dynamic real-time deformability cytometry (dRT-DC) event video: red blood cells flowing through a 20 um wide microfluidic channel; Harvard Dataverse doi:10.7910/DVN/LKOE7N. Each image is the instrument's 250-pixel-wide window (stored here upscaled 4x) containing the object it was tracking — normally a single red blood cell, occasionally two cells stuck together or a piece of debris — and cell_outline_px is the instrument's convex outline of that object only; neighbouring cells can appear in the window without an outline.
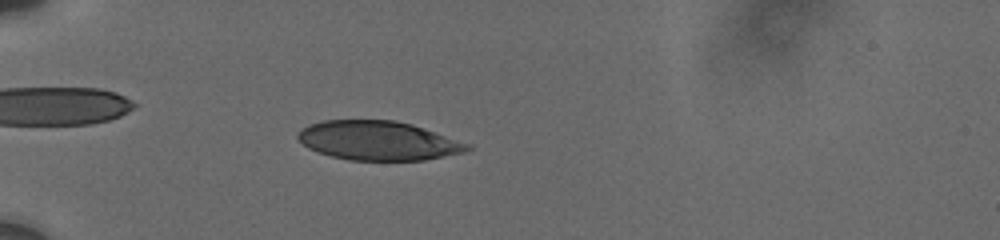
{"species": "human", "species_latin": "Homo sapiens", "temperature_condition": "cold", "stored_images_in_passage": 42, "camera_frame_rate_fps": 3000, "um_per_image_px": 0.085, "donor": {"sex": "male"}, "frame": {"image": 1, "passage_image": 8, "time_ms": 5.667, "image_size_px": [1000, 240], "cell_outline_px": [[472, 148], [464, 152], [424, 160], [348, 160], [332, 156], [308, 148], [296, 136], [300, 128], [308, 124], [324, 120], [396, 120], [412, 124], [472, 144]], "centroid_in_image_um": [32.16, 11.94], "position_along_channel_um": 52.8, "area_um2": 38.73}}
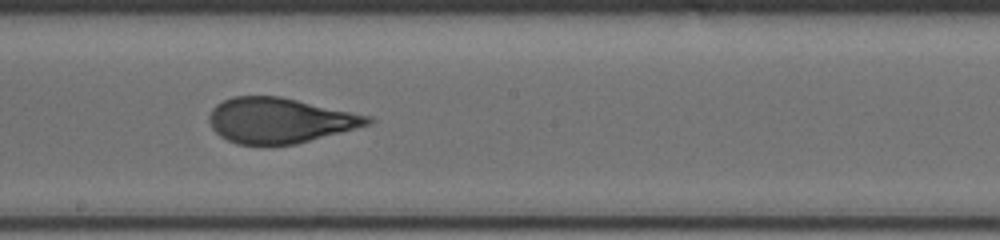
{"frame": {"image": 2, "passage_image": 22, "time_ms": 11.0, "image_size_px": [1000, 240], "cell_outline_px": [[376, 120], [368, 124], [340, 132], [296, 144], [264, 148], [236, 144], [220, 136], [212, 128], [208, 120], [208, 116], [212, 108], [216, 104], [232, 96], [280, 96], [372, 116]], "centroid_in_image_um": [23.72, 10.26], "position_along_channel_um": 224.5, "area_um2": 42.48}}
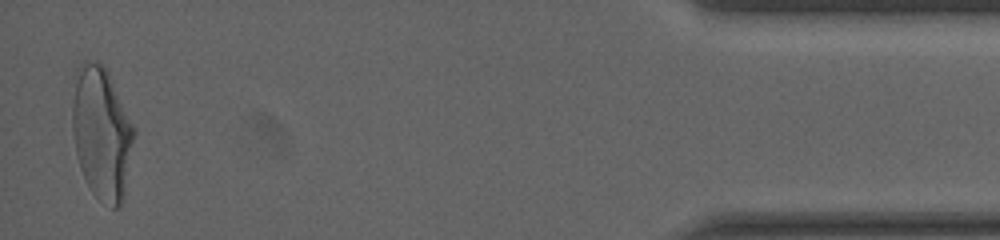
{"frame": {"image": 3, "passage_image": 42, "time_ms": 18.333, "image_size_px": [1000, 240], "cell_outline_px": [[136, 132], [124, 196], [120, 204], [116, 208], [112, 208], [100, 200], [92, 192], [80, 168], [76, 152], [72, 132], [72, 76], [76, 68], [84, 60], [96, 60], [108, 72], [136, 128]], "centroid_in_image_um": [8.63, 11.25], "position_along_channel_um": 426.6, "area_um2": 48.38}, "authors_computed_cell_mechanics": {"area_um2": 42.1651, "velocity_mm_per_s": 3.7021, "shape_relaxation_time_tau1_ms": 5.2102, "shape_relaxation_time_tau2_ms": 0.7771, "deformation_change_tau1": 0.2175, "deformation_change_tau2": 0.0734}}